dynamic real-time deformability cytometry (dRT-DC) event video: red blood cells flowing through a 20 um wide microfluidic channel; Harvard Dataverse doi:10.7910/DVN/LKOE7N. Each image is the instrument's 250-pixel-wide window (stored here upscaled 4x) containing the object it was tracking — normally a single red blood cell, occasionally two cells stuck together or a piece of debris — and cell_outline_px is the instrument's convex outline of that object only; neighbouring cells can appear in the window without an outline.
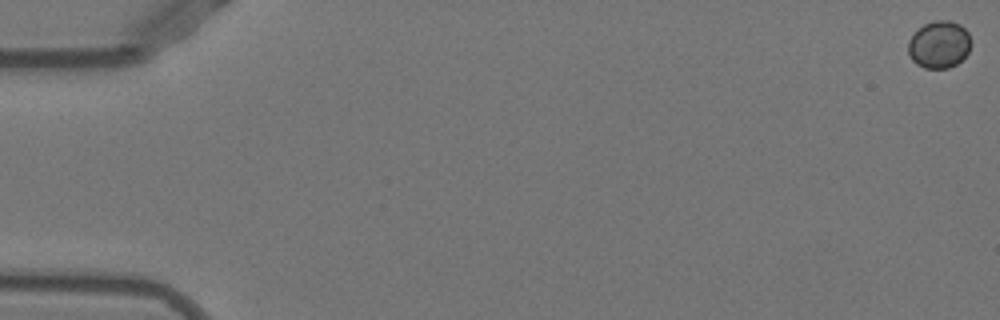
{"species": "Egyptian fruit bat (a non-hibernating species)", "species_latin": "Rousettus aegyptiacus", "temperature_condition": "warm", "stored_images_in_passage": 53, "camera_frame_rate_fps": 3000, "um_per_image_px": 0.085, "animal": {"sex": "female"}, "frame": {"image": 1, "passage_image": 1, "time_ms": 0.0, "image_size_px": [1000, 320], "cell_outline_px": [[972, 40], [968, 52], [956, 64], [948, 68], [924, 68], [916, 64], [912, 60], [908, 52], [908, 40], [924, 24], [936, 20], [948, 20], [960, 24], [968, 32]], "centroid_in_image_um": [79.83, 3.78], "position_along_channel_um": 5.2, "area_um2": 17.28}}
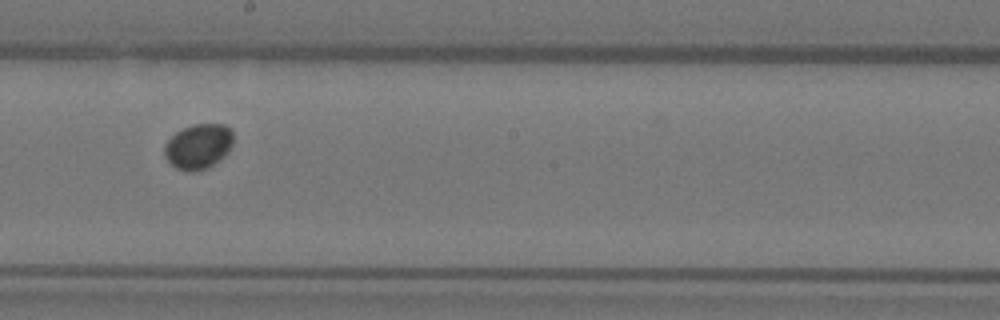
{"frame": {"image": 2, "passage_image": 31, "time_ms": 10.0, "image_size_px": [1000, 320], "cell_outline_px": [[232, 144], [228, 152], [220, 160], [208, 168], [192, 172], [188, 172], [176, 168], [164, 156], [164, 144], [176, 132], [192, 124], [224, 124], [232, 128]], "centroid_in_image_um": [16.87, 12.44], "position_along_channel_um": 231.3, "area_um2": 18.21}}
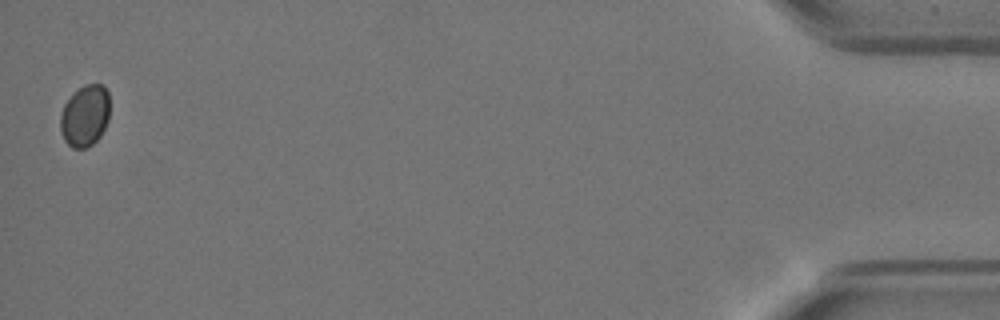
{"frame": {"image": 3, "passage_image": 53, "time_ms": 17.333, "image_size_px": [1000, 320], "cell_outline_px": [[108, 120], [100, 136], [92, 144], [84, 148], [72, 148], [64, 140], [60, 132], [60, 116], [64, 104], [84, 84], [104, 84], [108, 92]], "centroid_in_image_um": [7.21, 9.85], "position_along_channel_um": 428.0, "area_um2": 17.57}}